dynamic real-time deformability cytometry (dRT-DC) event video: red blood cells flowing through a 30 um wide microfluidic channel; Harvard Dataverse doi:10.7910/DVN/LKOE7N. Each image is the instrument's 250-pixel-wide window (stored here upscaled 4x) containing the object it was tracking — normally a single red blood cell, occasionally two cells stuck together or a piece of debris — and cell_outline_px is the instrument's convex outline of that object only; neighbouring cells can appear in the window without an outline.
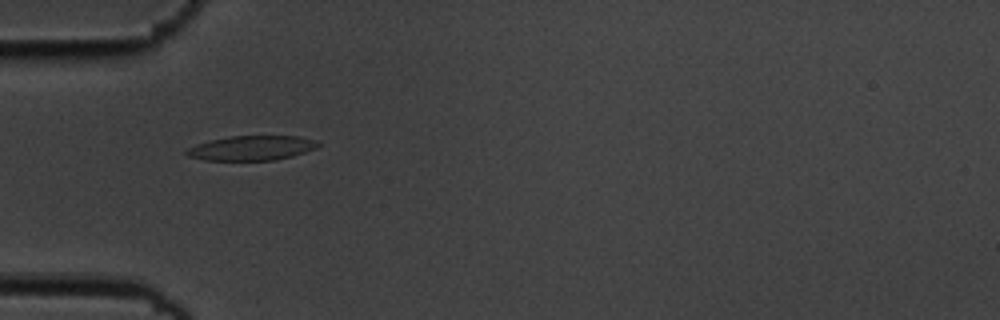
{"species": "common noctule bat (a hibernating species)", "species_latin": "Nyctalus noctula", "temperature_condition": "cold", "stored_images_in_passage": 7, "camera_frame_rate_fps": 3000, "um_per_image_px": 0.085, "animal": {"sex": "male", "body_mass_g": 19.5, "forearm_length_mm": 54.6}, "frame": {"image": 1, "passage_image": 6, "time_ms": 1.667, "image_size_px": [1000, 320], "cell_outline_px": [[320, 144], [316, 148], [292, 156], [276, 160], [204, 160], [188, 156], [184, 152], [188, 148], [196, 144], [228, 136], [300, 136], [316, 140]], "centroid_in_image_um": [21.39, 12.58], "position_along_channel_um": 63.6, "area_um2": 18.84}}
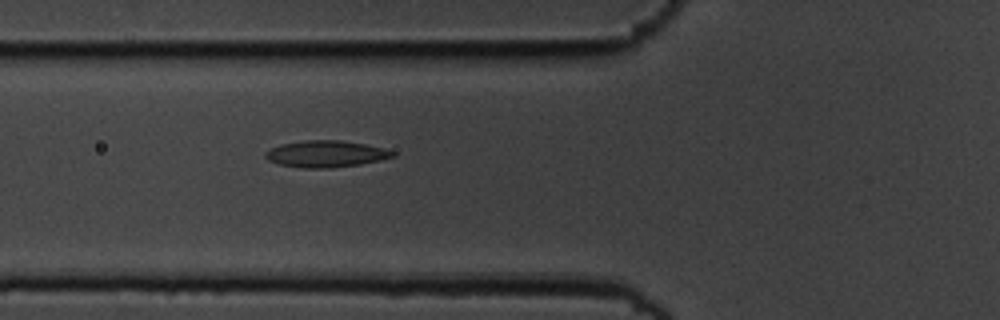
{"frame": {"image": 2, "passage_image": 7, "time_ms": 2.0, "image_size_px": [1000, 320], "cell_outline_px": [[396, 156], [380, 160], [360, 164], [332, 168], [304, 168], [280, 164], [268, 160], [264, 156], [264, 152], [280, 144], [304, 140], [340, 140], [364, 144], [384, 148], [396, 152]], "centroid_in_image_um": [27.71, 13.08], "position_along_channel_um": 98.1, "area_um2": 19.77}}